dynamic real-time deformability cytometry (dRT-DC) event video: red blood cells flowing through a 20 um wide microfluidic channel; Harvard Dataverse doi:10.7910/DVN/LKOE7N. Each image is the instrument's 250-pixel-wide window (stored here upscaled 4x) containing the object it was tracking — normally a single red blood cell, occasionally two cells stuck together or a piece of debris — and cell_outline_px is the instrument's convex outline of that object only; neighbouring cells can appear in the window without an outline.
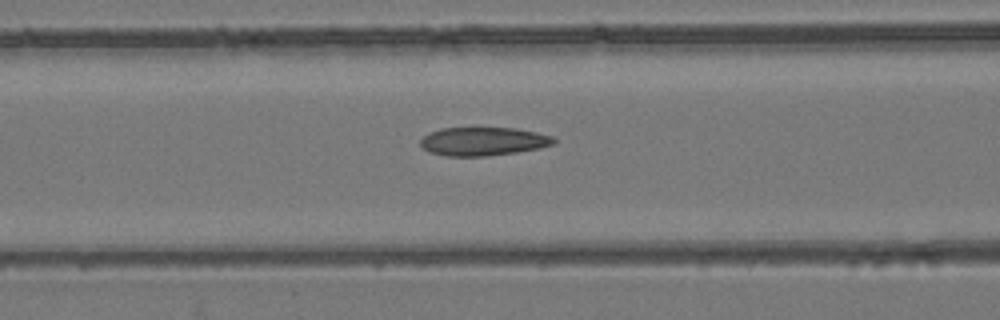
{"species": "common noctule bat (a hibernating species)", "species_latin": "Nyctalus noctula", "temperature_condition": "room temperature", "stored_images_in_passage": 46, "camera_frame_rate_fps": 3000, "um_per_image_px": 0.085, "animal": {"sex": "female", "body_mass_g": 24.6, "forearm_length_mm": 56.2}, "frame": {"image": 1, "passage_image": 14, "time_ms": 4.333, "image_size_px": [1000, 320], "cell_outline_px": [[556, 144], [540, 148], [516, 152], [484, 156], [448, 156], [428, 152], [420, 144], [420, 140], [428, 132], [440, 128], [516, 128], [536, 132], [552, 136], [556, 140]], "centroid_in_image_um": [41.07, 12.01], "position_along_channel_um": 125.5, "area_um2": 22.2}}
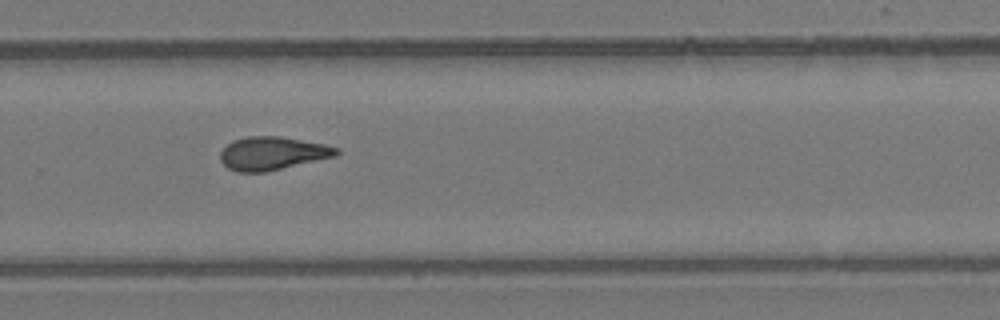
{"frame": {"image": 2, "passage_image": 28, "time_ms": 9.0, "image_size_px": [1000, 320], "cell_outline_px": [[340, 152], [336, 156], [264, 172], [236, 172], [228, 168], [220, 160], [220, 152], [232, 140], [248, 136], [280, 136], [324, 144], [340, 148]], "centroid_in_image_um": [23.15, 13.03], "position_along_channel_um": 306.7, "area_um2": 22.43}}
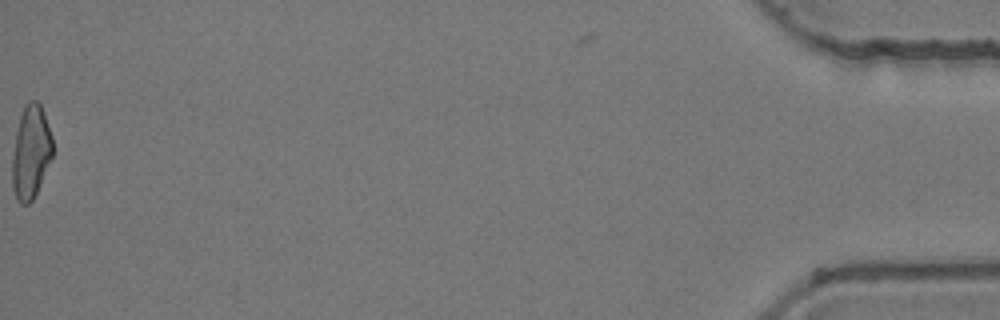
{"frame": {"image": 3, "passage_image": 46, "time_ms": 15.0, "image_size_px": [1000, 320], "cell_outline_px": [[52, 156], [36, 192], [32, 200], [28, 204], [20, 204], [16, 200], [12, 188], [12, 156], [16, 132], [20, 116], [24, 104], [28, 100], [36, 100], [40, 104], [44, 112], [52, 136]], "centroid_in_image_um": [2.6, 12.91], "position_along_channel_um": 432.6, "area_um2": 21.96}, "authors_computed_cell_mechanics": {"area_um2": 22.4553, "velocity_mm_per_s": 3.8923, "shape_relaxation_time_tau1_ms": 10.9621, "shape_relaxation_time_tau2_ms": 3.8813, "deformation_change_tau1": 0.2147, "deformation_change_tau2": 0.1166}}